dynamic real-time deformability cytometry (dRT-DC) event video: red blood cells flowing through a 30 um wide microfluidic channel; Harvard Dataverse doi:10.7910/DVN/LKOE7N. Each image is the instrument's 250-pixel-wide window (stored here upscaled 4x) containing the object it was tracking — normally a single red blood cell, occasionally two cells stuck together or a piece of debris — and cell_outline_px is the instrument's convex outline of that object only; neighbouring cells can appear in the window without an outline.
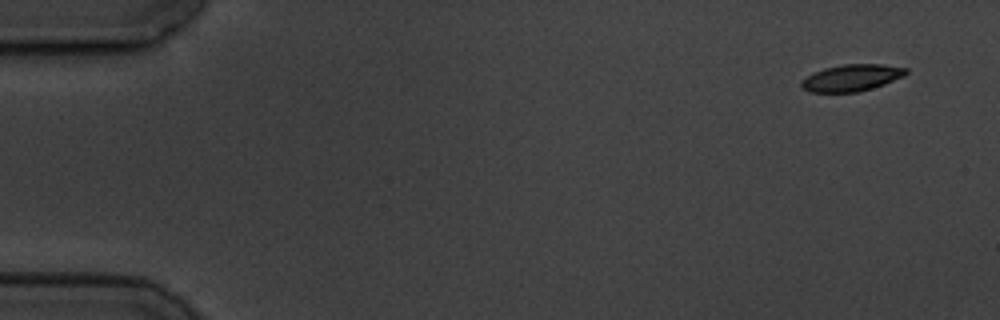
{"species": "common noctule bat (a hibernating species)", "species_latin": "Nyctalus noctula", "temperature_condition": "cold", "stored_images_in_passage": 5, "camera_frame_rate_fps": 3000, "um_per_image_px": 0.085, "animal": {"sex": "male", "body_mass_g": 19.5, "forearm_length_mm": 54.6}, "frame": {"image": 1, "passage_image": 1, "time_ms": 0.0, "image_size_px": [1000, 320], "cell_outline_px": [[908, 72], [904, 76], [884, 84], [856, 92], [808, 92], [800, 88], [800, 80], [812, 72], [824, 68], [844, 64], [884, 64], [908, 68]], "centroid_in_image_um": [72.34, 6.6], "position_along_channel_um": 12.7, "area_um2": 16.47}}
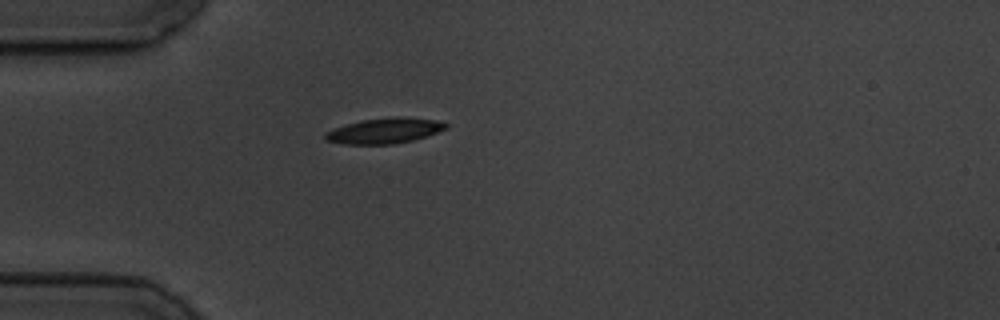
{"frame": {"image": 2, "passage_image": 5, "time_ms": 4.333, "image_size_px": [1000, 320], "cell_outline_px": [[448, 128], [412, 140], [392, 144], [344, 144], [324, 140], [324, 132], [360, 120], [436, 120], [448, 124]], "centroid_in_image_um": [32.58, 11.18], "position_along_channel_um": 52.4, "area_um2": 16.59}}